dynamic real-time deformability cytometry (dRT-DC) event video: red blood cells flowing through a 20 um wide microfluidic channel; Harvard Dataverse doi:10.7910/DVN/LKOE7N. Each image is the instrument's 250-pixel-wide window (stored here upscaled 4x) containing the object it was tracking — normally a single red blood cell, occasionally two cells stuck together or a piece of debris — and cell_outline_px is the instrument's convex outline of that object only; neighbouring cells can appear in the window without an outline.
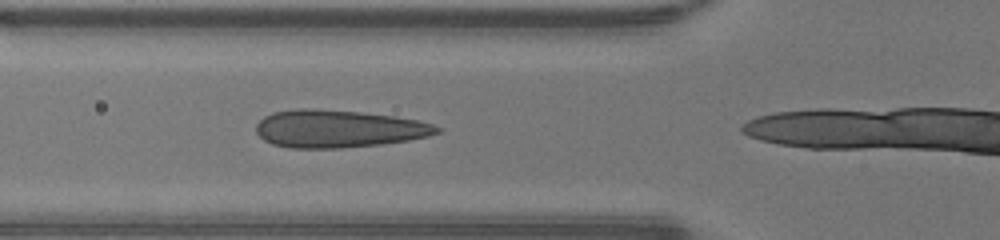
{"species": "human", "species_latin": "Homo sapiens", "temperature_condition": "warm", "stored_images_in_passage": 16, "camera_frame_rate_fps": 3000, "um_per_image_px": 0.085, "donor": {"sex": "male"}, "frame": {"image": 1, "passage_image": 10, "time_ms": 3.0, "image_size_px": [1000, 240], "cell_outline_px": [[444, 128], [440, 132], [428, 136], [408, 140], [380, 144], [340, 148], [288, 148], [272, 144], [264, 140], [256, 132], [256, 124], [264, 116], [272, 112], [296, 108], [312, 108], [360, 112], [396, 116], [416, 120], [432, 124]], "centroid_in_image_um": [28.74, 10.94], "position_along_channel_um": 97.1, "area_um2": 39.82}}
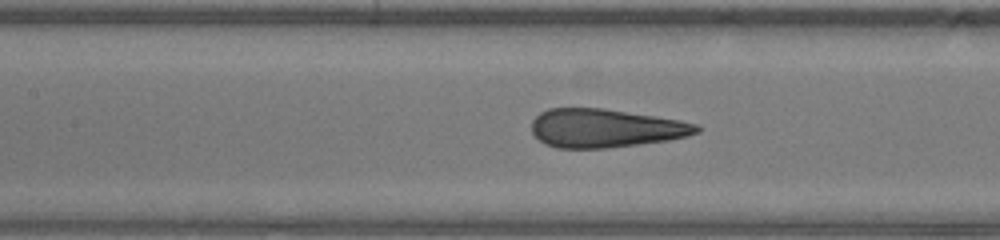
{"frame": {"image": 2, "passage_image": 14, "time_ms": 4.333, "image_size_px": [1000, 240], "cell_outline_px": [[700, 132], [688, 136], [668, 140], [608, 148], [556, 148], [544, 144], [532, 132], [532, 120], [540, 112], [548, 108], [604, 108], [680, 120], [700, 124]], "centroid_in_image_um": [51.46, 10.89], "position_along_channel_um": 155.9, "area_um2": 37.22}}